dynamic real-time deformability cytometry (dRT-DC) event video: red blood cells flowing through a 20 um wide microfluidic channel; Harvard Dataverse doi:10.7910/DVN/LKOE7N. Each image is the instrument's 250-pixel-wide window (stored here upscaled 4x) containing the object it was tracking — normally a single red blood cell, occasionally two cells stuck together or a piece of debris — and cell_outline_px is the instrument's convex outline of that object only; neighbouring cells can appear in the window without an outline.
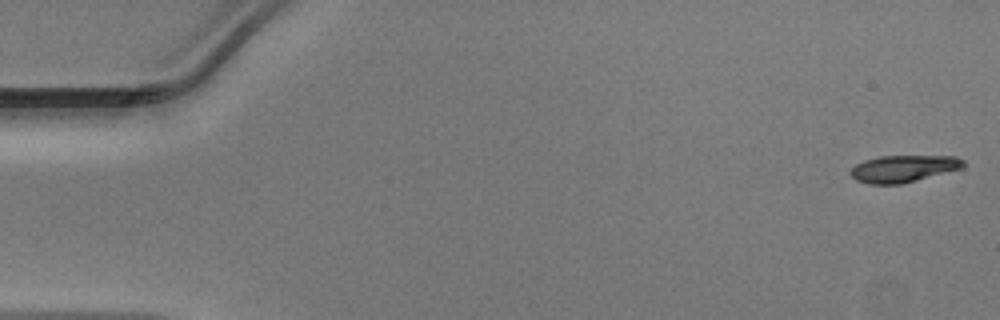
{"species": "Egyptian fruit bat (a non-hibernating species)", "species_latin": "Rousettus aegyptiacus", "temperature_condition": "warm", "stored_images_in_passage": 11, "camera_frame_rate_fps": 3000, "um_per_image_px": 0.085, "animal": {"sex": "male"}, "frame": {"image": 1, "passage_image": 1, "time_ms": 0.0, "image_size_px": [1000, 320], "cell_outline_px": [[964, 168], [900, 184], [868, 184], [856, 180], [848, 172], [856, 164], [864, 160], [880, 156], [956, 156], [964, 160]], "centroid_in_image_um": [76.79, 14.33], "position_along_channel_um": 8.2, "area_um2": 17.74}}